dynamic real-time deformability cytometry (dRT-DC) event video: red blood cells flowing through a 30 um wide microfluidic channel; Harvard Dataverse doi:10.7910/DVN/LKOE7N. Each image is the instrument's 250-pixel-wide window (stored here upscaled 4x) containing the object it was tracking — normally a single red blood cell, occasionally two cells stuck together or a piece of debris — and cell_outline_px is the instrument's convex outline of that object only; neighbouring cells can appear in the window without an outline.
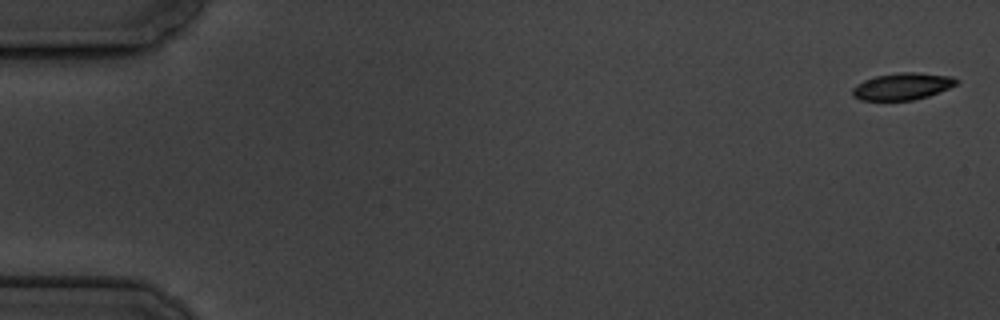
{"species": "common noctule bat (a hibernating species)", "species_latin": "Nyctalus noctula", "temperature_condition": "cold", "stored_images_in_passage": 6, "camera_frame_rate_fps": 3000, "um_per_image_px": 0.085, "animal": {"sex": "male", "body_mass_g": 19.5, "forearm_length_mm": 54.6}, "frame": {"image": 1, "passage_image": 1, "time_ms": 0.0, "image_size_px": [1000, 320], "cell_outline_px": [[960, 80], [956, 84], [948, 88], [928, 96], [912, 100], [860, 100], [852, 96], [852, 88], [856, 84], [864, 80], [876, 76], [900, 72], [916, 72], [952, 76]], "centroid_in_image_um": [76.69, 7.33], "position_along_channel_um": 8.3, "area_um2": 16.3}}
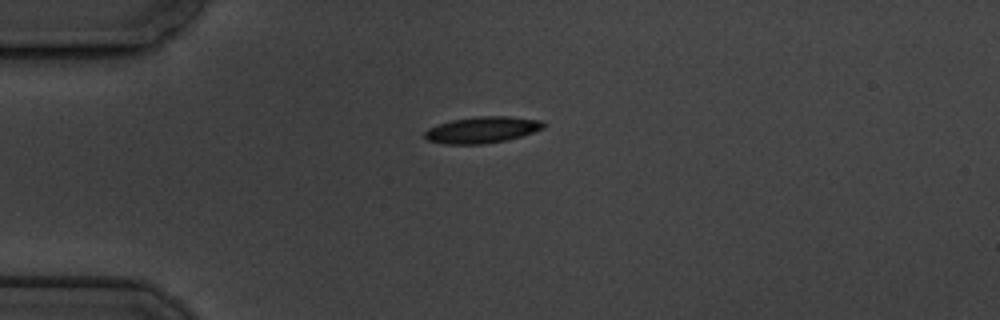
{"frame": {"image": 2, "passage_image": 5, "time_ms": 4.667, "image_size_px": [1000, 320], "cell_outline_px": [[544, 128], [520, 136], [504, 140], [480, 144], [444, 144], [428, 140], [424, 136], [424, 132], [428, 128], [452, 120], [480, 116], [508, 116], [540, 120], [544, 124]], "centroid_in_image_um": [40.95, 11.03], "position_along_channel_um": 44.0, "area_um2": 17.92}}